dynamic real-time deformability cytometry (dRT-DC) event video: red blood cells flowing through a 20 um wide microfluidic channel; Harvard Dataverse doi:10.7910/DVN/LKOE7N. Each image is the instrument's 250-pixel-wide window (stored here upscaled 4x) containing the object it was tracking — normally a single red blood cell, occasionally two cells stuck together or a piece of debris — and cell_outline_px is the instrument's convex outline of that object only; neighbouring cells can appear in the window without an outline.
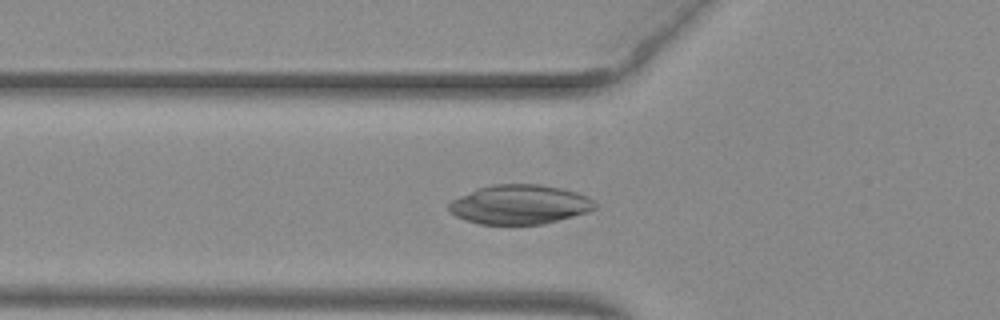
{"species": "common noctule bat (a hibernating species)", "species_latin": "Nyctalus noctula", "temperature_condition": "warm", "stored_images_in_passage": 50, "camera_frame_rate_fps": 3000, "um_per_image_px": 0.085, "animal": {"sex": "female", "body_mass_g": 29.2, "forearm_length_mm": 56.3}, "frame": {"image": 1, "passage_image": 19, "time_ms": 6.0, "image_size_px": [1000, 320], "cell_outline_px": [[596, 208], [588, 212], [544, 224], [480, 224], [456, 216], [448, 208], [448, 204], [452, 200], [460, 196], [480, 188], [492, 184], [540, 184], [560, 188], [576, 192], [588, 196], [596, 204]], "centroid_in_image_um": [44.2, 17.38], "position_along_channel_um": 81.6, "area_um2": 33.23}}
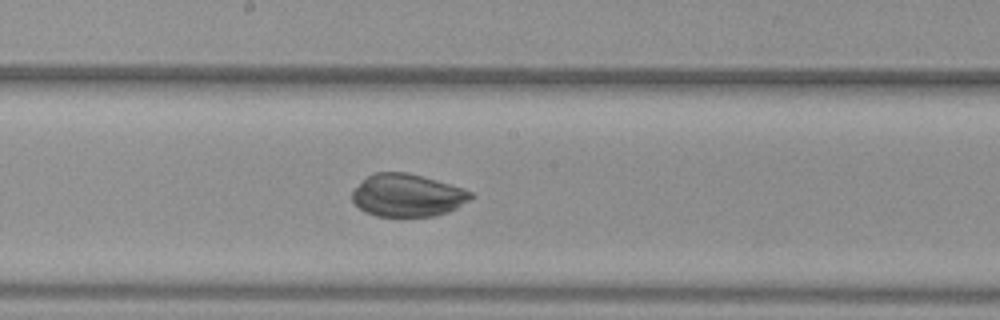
{"frame": {"image": 2, "passage_image": 29, "time_ms": 9.333, "image_size_px": [1000, 320], "cell_outline_px": [[476, 196], [456, 208], [448, 212], [436, 216], [404, 220], [376, 216], [364, 212], [352, 204], [352, 192], [368, 176], [376, 172], [404, 172], [420, 176], [464, 188], [472, 192]], "centroid_in_image_um": [34.62, 16.67], "position_along_channel_um": 213.6, "area_um2": 30.29}}
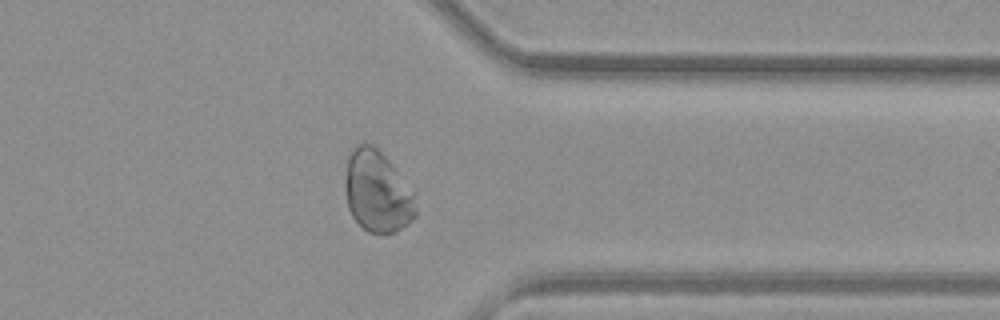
{"frame": {"image": 3, "passage_image": 42, "time_ms": 13.667, "image_size_px": [1000, 320], "cell_outline_px": [[416, 216], [408, 224], [396, 232], [384, 236], [368, 232], [352, 216], [348, 208], [344, 188], [344, 180], [348, 156], [352, 148], [356, 144], [372, 144], [392, 164], [416, 192]], "centroid_in_image_um": [32.09, 16.32], "position_along_channel_um": 379.3, "area_um2": 34.33}}